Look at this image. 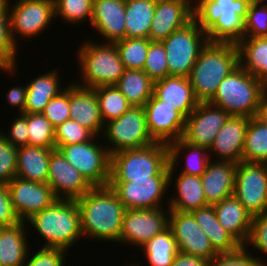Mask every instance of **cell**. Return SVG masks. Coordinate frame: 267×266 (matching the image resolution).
I'll return each mask as SVG.
<instances>
[{
  "label": "cell",
  "mask_w": 267,
  "mask_h": 266,
  "mask_svg": "<svg viewBox=\"0 0 267 266\" xmlns=\"http://www.w3.org/2000/svg\"><path fill=\"white\" fill-rule=\"evenodd\" d=\"M209 263L202 257L178 252L170 266H209Z\"/></svg>",
  "instance_id": "11a10c76"
},
{
  "label": "cell",
  "mask_w": 267,
  "mask_h": 266,
  "mask_svg": "<svg viewBox=\"0 0 267 266\" xmlns=\"http://www.w3.org/2000/svg\"><path fill=\"white\" fill-rule=\"evenodd\" d=\"M230 116L227 111L210 102H199L186 118L182 139L209 150L217 133Z\"/></svg>",
  "instance_id": "9a60e30c"
},
{
  "label": "cell",
  "mask_w": 267,
  "mask_h": 266,
  "mask_svg": "<svg viewBox=\"0 0 267 266\" xmlns=\"http://www.w3.org/2000/svg\"><path fill=\"white\" fill-rule=\"evenodd\" d=\"M247 248L248 246H242L236 252L218 254L210 261L209 266H267L262 258L252 256Z\"/></svg>",
  "instance_id": "bcb514c9"
},
{
  "label": "cell",
  "mask_w": 267,
  "mask_h": 266,
  "mask_svg": "<svg viewBox=\"0 0 267 266\" xmlns=\"http://www.w3.org/2000/svg\"><path fill=\"white\" fill-rule=\"evenodd\" d=\"M66 250L59 248H45L37 250L34 255L27 254L24 266H64ZM28 255L30 258L28 259ZM28 260V261H27ZM65 260V261H64Z\"/></svg>",
  "instance_id": "681fc988"
},
{
  "label": "cell",
  "mask_w": 267,
  "mask_h": 266,
  "mask_svg": "<svg viewBox=\"0 0 267 266\" xmlns=\"http://www.w3.org/2000/svg\"><path fill=\"white\" fill-rule=\"evenodd\" d=\"M18 223H21V220L12 205L8 185L0 183V227H10Z\"/></svg>",
  "instance_id": "816d5d0a"
},
{
  "label": "cell",
  "mask_w": 267,
  "mask_h": 266,
  "mask_svg": "<svg viewBox=\"0 0 267 266\" xmlns=\"http://www.w3.org/2000/svg\"><path fill=\"white\" fill-rule=\"evenodd\" d=\"M213 207L221 226L245 246L250 234L252 215L243 204L232 195L213 204Z\"/></svg>",
  "instance_id": "484cf974"
},
{
  "label": "cell",
  "mask_w": 267,
  "mask_h": 266,
  "mask_svg": "<svg viewBox=\"0 0 267 266\" xmlns=\"http://www.w3.org/2000/svg\"><path fill=\"white\" fill-rule=\"evenodd\" d=\"M248 124L249 117L230 116L217 133L209 154L212 151L218 156L217 160L241 162Z\"/></svg>",
  "instance_id": "7402d4cb"
},
{
  "label": "cell",
  "mask_w": 267,
  "mask_h": 266,
  "mask_svg": "<svg viewBox=\"0 0 267 266\" xmlns=\"http://www.w3.org/2000/svg\"><path fill=\"white\" fill-rule=\"evenodd\" d=\"M17 68H15V66H13V67H3L1 64H0V70L2 71L3 70V72H6V73H15Z\"/></svg>",
  "instance_id": "680465c9"
},
{
  "label": "cell",
  "mask_w": 267,
  "mask_h": 266,
  "mask_svg": "<svg viewBox=\"0 0 267 266\" xmlns=\"http://www.w3.org/2000/svg\"><path fill=\"white\" fill-rule=\"evenodd\" d=\"M169 147V185L174 180L173 175L175 172V168L177 166V162H179V158L182 153L186 150V154L188 153V156L186 157V165L184 166L182 171L179 173L185 174V175H193V176H199L201 177L203 173L206 171L207 165L209 161L211 160V157L209 156V151L205 147L195 146L192 144H189L188 142L184 141L182 138H179L178 140H175L173 142H170L168 144ZM208 153V154H207Z\"/></svg>",
  "instance_id": "83f0119b"
},
{
  "label": "cell",
  "mask_w": 267,
  "mask_h": 266,
  "mask_svg": "<svg viewBox=\"0 0 267 266\" xmlns=\"http://www.w3.org/2000/svg\"><path fill=\"white\" fill-rule=\"evenodd\" d=\"M47 183L56 198L63 200H77L93 188L58 149L51 151Z\"/></svg>",
  "instance_id": "e0dca14e"
},
{
  "label": "cell",
  "mask_w": 267,
  "mask_h": 266,
  "mask_svg": "<svg viewBox=\"0 0 267 266\" xmlns=\"http://www.w3.org/2000/svg\"><path fill=\"white\" fill-rule=\"evenodd\" d=\"M147 127L156 142L169 144L182 138L186 117L154 95L144 105Z\"/></svg>",
  "instance_id": "d6986e66"
},
{
  "label": "cell",
  "mask_w": 267,
  "mask_h": 266,
  "mask_svg": "<svg viewBox=\"0 0 267 266\" xmlns=\"http://www.w3.org/2000/svg\"><path fill=\"white\" fill-rule=\"evenodd\" d=\"M125 209L161 208V200L169 186V176H153L148 179L109 181Z\"/></svg>",
  "instance_id": "7c38bea8"
},
{
  "label": "cell",
  "mask_w": 267,
  "mask_h": 266,
  "mask_svg": "<svg viewBox=\"0 0 267 266\" xmlns=\"http://www.w3.org/2000/svg\"><path fill=\"white\" fill-rule=\"evenodd\" d=\"M7 185L12 205L21 222H26L34 214L51 206L57 200L48 183L14 177Z\"/></svg>",
  "instance_id": "ac0fdd59"
},
{
  "label": "cell",
  "mask_w": 267,
  "mask_h": 266,
  "mask_svg": "<svg viewBox=\"0 0 267 266\" xmlns=\"http://www.w3.org/2000/svg\"><path fill=\"white\" fill-rule=\"evenodd\" d=\"M156 0H125L126 38L149 39Z\"/></svg>",
  "instance_id": "d6a6232c"
},
{
  "label": "cell",
  "mask_w": 267,
  "mask_h": 266,
  "mask_svg": "<svg viewBox=\"0 0 267 266\" xmlns=\"http://www.w3.org/2000/svg\"><path fill=\"white\" fill-rule=\"evenodd\" d=\"M25 224L0 227V266H24L30 250Z\"/></svg>",
  "instance_id": "4dcf8cb0"
},
{
  "label": "cell",
  "mask_w": 267,
  "mask_h": 266,
  "mask_svg": "<svg viewBox=\"0 0 267 266\" xmlns=\"http://www.w3.org/2000/svg\"><path fill=\"white\" fill-rule=\"evenodd\" d=\"M18 147L0 134V183L8 184L16 177Z\"/></svg>",
  "instance_id": "7dc6e473"
},
{
  "label": "cell",
  "mask_w": 267,
  "mask_h": 266,
  "mask_svg": "<svg viewBox=\"0 0 267 266\" xmlns=\"http://www.w3.org/2000/svg\"><path fill=\"white\" fill-rule=\"evenodd\" d=\"M210 160L201 176L204 196L209 205L234 195L237 163Z\"/></svg>",
  "instance_id": "cb8c5ba5"
},
{
  "label": "cell",
  "mask_w": 267,
  "mask_h": 266,
  "mask_svg": "<svg viewBox=\"0 0 267 266\" xmlns=\"http://www.w3.org/2000/svg\"><path fill=\"white\" fill-rule=\"evenodd\" d=\"M90 24L106 42L114 43L126 38L125 0H93Z\"/></svg>",
  "instance_id": "603a6c76"
},
{
  "label": "cell",
  "mask_w": 267,
  "mask_h": 266,
  "mask_svg": "<svg viewBox=\"0 0 267 266\" xmlns=\"http://www.w3.org/2000/svg\"><path fill=\"white\" fill-rule=\"evenodd\" d=\"M161 42L166 50L169 76L188 77L208 38L193 19Z\"/></svg>",
  "instance_id": "ba28073f"
},
{
  "label": "cell",
  "mask_w": 267,
  "mask_h": 266,
  "mask_svg": "<svg viewBox=\"0 0 267 266\" xmlns=\"http://www.w3.org/2000/svg\"><path fill=\"white\" fill-rule=\"evenodd\" d=\"M251 1L195 0L194 20L206 32L208 41L237 44L244 35V20Z\"/></svg>",
  "instance_id": "3957f363"
},
{
  "label": "cell",
  "mask_w": 267,
  "mask_h": 266,
  "mask_svg": "<svg viewBox=\"0 0 267 266\" xmlns=\"http://www.w3.org/2000/svg\"><path fill=\"white\" fill-rule=\"evenodd\" d=\"M256 118L267 125V88L262 95Z\"/></svg>",
  "instance_id": "9f6ffc18"
},
{
  "label": "cell",
  "mask_w": 267,
  "mask_h": 266,
  "mask_svg": "<svg viewBox=\"0 0 267 266\" xmlns=\"http://www.w3.org/2000/svg\"><path fill=\"white\" fill-rule=\"evenodd\" d=\"M197 224L208 236L213 249L218 254L233 253L242 245L219 223L213 205L194 210L191 212Z\"/></svg>",
  "instance_id": "f546056e"
},
{
  "label": "cell",
  "mask_w": 267,
  "mask_h": 266,
  "mask_svg": "<svg viewBox=\"0 0 267 266\" xmlns=\"http://www.w3.org/2000/svg\"><path fill=\"white\" fill-rule=\"evenodd\" d=\"M239 65L236 43L208 41L188 76L196 99L199 102H209L216 94L220 82Z\"/></svg>",
  "instance_id": "7a4b0ae2"
},
{
  "label": "cell",
  "mask_w": 267,
  "mask_h": 266,
  "mask_svg": "<svg viewBox=\"0 0 267 266\" xmlns=\"http://www.w3.org/2000/svg\"><path fill=\"white\" fill-rule=\"evenodd\" d=\"M82 235L95 240L120 242L125 207L109 186H95L76 200Z\"/></svg>",
  "instance_id": "6da1fadb"
},
{
  "label": "cell",
  "mask_w": 267,
  "mask_h": 266,
  "mask_svg": "<svg viewBox=\"0 0 267 266\" xmlns=\"http://www.w3.org/2000/svg\"><path fill=\"white\" fill-rule=\"evenodd\" d=\"M70 118L90 130L95 136H101L104 123L99 103L93 88H84L74 82L69 84Z\"/></svg>",
  "instance_id": "44dd1931"
},
{
  "label": "cell",
  "mask_w": 267,
  "mask_h": 266,
  "mask_svg": "<svg viewBox=\"0 0 267 266\" xmlns=\"http://www.w3.org/2000/svg\"><path fill=\"white\" fill-rule=\"evenodd\" d=\"M27 88L26 86H14L10 88L8 94H6L7 102L9 103L10 107L18 108L19 114H24V109L26 106V95H27Z\"/></svg>",
  "instance_id": "db71d44e"
},
{
  "label": "cell",
  "mask_w": 267,
  "mask_h": 266,
  "mask_svg": "<svg viewBox=\"0 0 267 266\" xmlns=\"http://www.w3.org/2000/svg\"><path fill=\"white\" fill-rule=\"evenodd\" d=\"M193 19V0H156L149 39L161 42Z\"/></svg>",
  "instance_id": "ffe728a7"
},
{
  "label": "cell",
  "mask_w": 267,
  "mask_h": 266,
  "mask_svg": "<svg viewBox=\"0 0 267 266\" xmlns=\"http://www.w3.org/2000/svg\"><path fill=\"white\" fill-rule=\"evenodd\" d=\"M255 77L261 82V84L267 88V69H261Z\"/></svg>",
  "instance_id": "6f0895ef"
},
{
  "label": "cell",
  "mask_w": 267,
  "mask_h": 266,
  "mask_svg": "<svg viewBox=\"0 0 267 266\" xmlns=\"http://www.w3.org/2000/svg\"><path fill=\"white\" fill-rule=\"evenodd\" d=\"M247 244L267 256V213L252 216L250 234L245 246Z\"/></svg>",
  "instance_id": "f907efd6"
},
{
  "label": "cell",
  "mask_w": 267,
  "mask_h": 266,
  "mask_svg": "<svg viewBox=\"0 0 267 266\" xmlns=\"http://www.w3.org/2000/svg\"><path fill=\"white\" fill-rule=\"evenodd\" d=\"M169 228L172 230L179 252L209 261L218 255L191 212L170 210Z\"/></svg>",
  "instance_id": "2e32d148"
},
{
  "label": "cell",
  "mask_w": 267,
  "mask_h": 266,
  "mask_svg": "<svg viewBox=\"0 0 267 266\" xmlns=\"http://www.w3.org/2000/svg\"><path fill=\"white\" fill-rule=\"evenodd\" d=\"M10 0H0V64L3 67H17V44L11 33Z\"/></svg>",
  "instance_id": "f35d334b"
},
{
  "label": "cell",
  "mask_w": 267,
  "mask_h": 266,
  "mask_svg": "<svg viewBox=\"0 0 267 266\" xmlns=\"http://www.w3.org/2000/svg\"><path fill=\"white\" fill-rule=\"evenodd\" d=\"M103 138L111 146H107L109 153L137 149L148 146L156 141L151 137L144 111V106H131L118 119L104 124Z\"/></svg>",
  "instance_id": "9c48e42d"
},
{
  "label": "cell",
  "mask_w": 267,
  "mask_h": 266,
  "mask_svg": "<svg viewBox=\"0 0 267 266\" xmlns=\"http://www.w3.org/2000/svg\"><path fill=\"white\" fill-rule=\"evenodd\" d=\"M55 16L65 22L77 24L90 20L93 14V0H54Z\"/></svg>",
  "instance_id": "b9f144b4"
},
{
  "label": "cell",
  "mask_w": 267,
  "mask_h": 266,
  "mask_svg": "<svg viewBox=\"0 0 267 266\" xmlns=\"http://www.w3.org/2000/svg\"><path fill=\"white\" fill-rule=\"evenodd\" d=\"M265 87L240 65L225 77L209 101L231 116L256 117Z\"/></svg>",
  "instance_id": "52a82bcc"
},
{
  "label": "cell",
  "mask_w": 267,
  "mask_h": 266,
  "mask_svg": "<svg viewBox=\"0 0 267 266\" xmlns=\"http://www.w3.org/2000/svg\"><path fill=\"white\" fill-rule=\"evenodd\" d=\"M94 136L90 130L70 118L55 128V149L59 150L65 145L84 143Z\"/></svg>",
  "instance_id": "ee69618b"
},
{
  "label": "cell",
  "mask_w": 267,
  "mask_h": 266,
  "mask_svg": "<svg viewBox=\"0 0 267 266\" xmlns=\"http://www.w3.org/2000/svg\"><path fill=\"white\" fill-rule=\"evenodd\" d=\"M59 75L57 69L50 70L27 84L24 113H42L50 100L65 90L60 88Z\"/></svg>",
  "instance_id": "1f68e13d"
},
{
  "label": "cell",
  "mask_w": 267,
  "mask_h": 266,
  "mask_svg": "<svg viewBox=\"0 0 267 266\" xmlns=\"http://www.w3.org/2000/svg\"><path fill=\"white\" fill-rule=\"evenodd\" d=\"M179 174V175H178ZM175 176L176 195H173L169 204L170 210L179 212H192L208 206L202 185L201 177L178 173Z\"/></svg>",
  "instance_id": "f1b7e54d"
},
{
  "label": "cell",
  "mask_w": 267,
  "mask_h": 266,
  "mask_svg": "<svg viewBox=\"0 0 267 266\" xmlns=\"http://www.w3.org/2000/svg\"><path fill=\"white\" fill-rule=\"evenodd\" d=\"M14 4L10 7V19L12 38L16 44L17 34L21 38L32 39L54 21V0H17Z\"/></svg>",
  "instance_id": "4fadbf2b"
},
{
  "label": "cell",
  "mask_w": 267,
  "mask_h": 266,
  "mask_svg": "<svg viewBox=\"0 0 267 266\" xmlns=\"http://www.w3.org/2000/svg\"><path fill=\"white\" fill-rule=\"evenodd\" d=\"M240 66L254 76L267 69V37H243L238 43Z\"/></svg>",
  "instance_id": "d590c367"
},
{
  "label": "cell",
  "mask_w": 267,
  "mask_h": 266,
  "mask_svg": "<svg viewBox=\"0 0 267 266\" xmlns=\"http://www.w3.org/2000/svg\"><path fill=\"white\" fill-rule=\"evenodd\" d=\"M55 148L22 146L18 148L16 177L47 183L51 151Z\"/></svg>",
  "instance_id": "4316f807"
},
{
  "label": "cell",
  "mask_w": 267,
  "mask_h": 266,
  "mask_svg": "<svg viewBox=\"0 0 267 266\" xmlns=\"http://www.w3.org/2000/svg\"><path fill=\"white\" fill-rule=\"evenodd\" d=\"M153 176H169L168 144L155 142L111 155L109 181L130 182L131 179H148Z\"/></svg>",
  "instance_id": "5b68a950"
},
{
  "label": "cell",
  "mask_w": 267,
  "mask_h": 266,
  "mask_svg": "<svg viewBox=\"0 0 267 266\" xmlns=\"http://www.w3.org/2000/svg\"><path fill=\"white\" fill-rule=\"evenodd\" d=\"M153 95L163 104L180 111L186 118L199 103L189 78L183 76H167L155 81Z\"/></svg>",
  "instance_id": "d4e9b609"
},
{
  "label": "cell",
  "mask_w": 267,
  "mask_h": 266,
  "mask_svg": "<svg viewBox=\"0 0 267 266\" xmlns=\"http://www.w3.org/2000/svg\"><path fill=\"white\" fill-rule=\"evenodd\" d=\"M267 0H252L244 20L243 37H267ZM262 4V5H261Z\"/></svg>",
  "instance_id": "7bdbcfd3"
},
{
  "label": "cell",
  "mask_w": 267,
  "mask_h": 266,
  "mask_svg": "<svg viewBox=\"0 0 267 266\" xmlns=\"http://www.w3.org/2000/svg\"><path fill=\"white\" fill-rule=\"evenodd\" d=\"M10 133L0 134L13 146L22 147L28 145V127H27V113L19 114L17 118L11 123ZM5 134V135H4Z\"/></svg>",
  "instance_id": "f5cc1de1"
},
{
  "label": "cell",
  "mask_w": 267,
  "mask_h": 266,
  "mask_svg": "<svg viewBox=\"0 0 267 266\" xmlns=\"http://www.w3.org/2000/svg\"><path fill=\"white\" fill-rule=\"evenodd\" d=\"M242 161L267 163V125L256 117L249 118Z\"/></svg>",
  "instance_id": "8d00e7d4"
},
{
  "label": "cell",
  "mask_w": 267,
  "mask_h": 266,
  "mask_svg": "<svg viewBox=\"0 0 267 266\" xmlns=\"http://www.w3.org/2000/svg\"><path fill=\"white\" fill-rule=\"evenodd\" d=\"M45 241V248L68 251L83 238L80 211L76 200L57 199L51 206L26 221Z\"/></svg>",
  "instance_id": "277c9868"
},
{
  "label": "cell",
  "mask_w": 267,
  "mask_h": 266,
  "mask_svg": "<svg viewBox=\"0 0 267 266\" xmlns=\"http://www.w3.org/2000/svg\"><path fill=\"white\" fill-rule=\"evenodd\" d=\"M128 209L123 216L120 243L140 247L169 227L170 209Z\"/></svg>",
  "instance_id": "5bb4252c"
},
{
  "label": "cell",
  "mask_w": 267,
  "mask_h": 266,
  "mask_svg": "<svg viewBox=\"0 0 267 266\" xmlns=\"http://www.w3.org/2000/svg\"><path fill=\"white\" fill-rule=\"evenodd\" d=\"M28 145L55 148V127L42 113H27Z\"/></svg>",
  "instance_id": "60d3db41"
},
{
  "label": "cell",
  "mask_w": 267,
  "mask_h": 266,
  "mask_svg": "<svg viewBox=\"0 0 267 266\" xmlns=\"http://www.w3.org/2000/svg\"><path fill=\"white\" fill-rule=\"evenodd\" d=\"M93 89L98 99L100 114L104 124L118 119L132 106L116 85L100 86Z\"/></svg>",
  "instance_id": "74e56055"
},
{
  "label": "cell",
  "mask_w": 267,
  "mask_h": 266,
  "mask_svg": "<svg viewBox=\"0 0 267 266\" xmlns=\"http://www.w3.org/2000/svg\"><path fill=\"white\" fill-rule=\"evenodd\" d=\"M234 196L252 216L267 213V163H237Z\"/></svg>",
  "instance_id": "8fae6325"
},
{
  "label": "cell",
  "mask_w": 267,
  "mask_h": 266,
  "mask_svg": "<svg viewBox=\"0 0 267 266\" xmlns=\"http://www.w3.org/2000/svg\"><path fill=\"white\" fill-rule=\"evenodd\" d=\"M150 266H170L177 255L178 247L172 230L168 227L141 246Z\"/></svg>",
  "instance_id": "e575fe53"
},
{
  "label": "cell",
  "mask_w": 267,
  "mask_h": 266,
  "mask_svg": "<svg viewBox=\"0 0 267 266\" xmlns=\"http://www.w3.org/2000/svg\"><path fill=\"white\" fill-rule=\"evenodd\" d=\"M116 86L132 106H144L153 96L154 81L143 70L125 69Z\"/></svg>",
  "instance_id": "836d02e7"
},
{
  "label": "cell",
  "mask_w": 267,
  "mask_h": 266,
  "mask_svg": "<svg viewBox=\"0 0 267 266\" xmlns=\"http://www.w3.org/2000/svg\"><path fill=\"white\" fill-rule=\"evenodd\" d=\"M77 58L80 67V81L74 82L84 88L116 85L124 73V65L121 61L115 43L85 41L77 50Z\"/></svg>",
  "instance_id": "8992f818"
},
{
  "label": "cell",
  "mask_w": 267,
  "mask_h": 266,
  "mask_svg": "<svg viewBox=\"0 0 267 266\" xmlns=\"http://www.w3.org/2000/svg\"><path fill=\"white\" fill-rule=\"evenodd\" d=\"M143 71L155 82L169 76L166 50L159 41H151Z\"/></svg>",
  "instance_id": "f6af8a7d"
},
{
  "label": "cell",
  "mask_w": 267,
  "mask_h": 266,
  "mask_svg": "<svg viewBox=\"0 0 267 266\" xmlns=\"http://www.w3.org/2000/svg\"><path fill=\"white\" fill-rule=\"evenodd\" d=\"M69 85L58 96L52 98L46 105L42 114L56 128L58 125L70 119Z\"/></svg>",
  "instance_id": "c3c4849f"
},
{
  "label": "cell",
  "mask_w": 267,
  "mask_h": 266,
  "mask_svg": "<svg viewBox=\"0 0 267 266\" xmlns=\"http://www.w3.org/2000/svg\"><path fill=\"white\" fill-rule=\"evenodd\" d=\"M151 40L124 38L115 43L125 69L143 70Z\"/></svg>",
  "instance_id": "ab89813d"
},
{
  "label": "cell",
  "mask_w": 267,
  "mask_h": 266,
  "mask_svg": "<svg viewBox=\"0 0 267 266\" xmlns=\"http://www.w3.org/2000/svg\"><path fill=\"white\" fill-rule=\"evenodd\" d=\"M91 140L62 146L59 150L66 160L73 165L93 186H107L110 180L111 154L107 147Z\"/></svg>",
  "instance_id": "30bf717a"
}]
</instances>
